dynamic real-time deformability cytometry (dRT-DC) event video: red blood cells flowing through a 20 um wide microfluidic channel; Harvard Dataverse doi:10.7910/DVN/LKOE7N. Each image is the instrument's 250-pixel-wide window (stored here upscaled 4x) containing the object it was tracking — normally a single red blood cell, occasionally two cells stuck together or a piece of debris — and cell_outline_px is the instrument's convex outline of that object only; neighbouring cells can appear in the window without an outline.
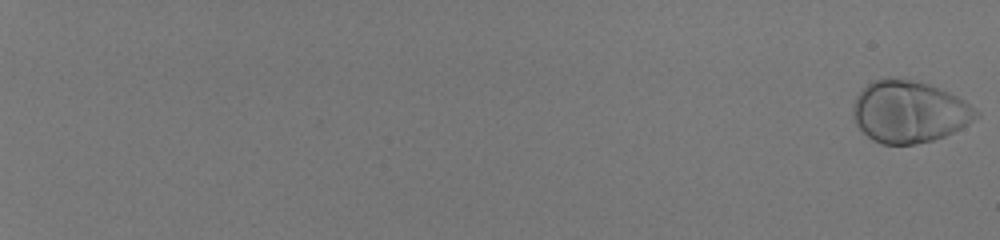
{"species": "human", "species_latin": "Homo sapiens", "temperature_condition": "room temperature", "stored_images_in_passage": 58, "camera_frame_rate_fps": 3000, "um_per_image_px": 0.085, "donor": {"sex": "male"}, "frame": {"image": 1, "passage_image": 1, "time_ms": 0.0, "image_size_px": [1000, 240], "cell_outline_px": [[980, 116], [968, 124], [944, 136], [932, 140], [916, 144], [884, 144], [872, 140], [856, 124], [852, 116], [852, 108], [856, 96], [872, 80], [912, 80], [928, 84], [948, 92], [964, 100], [980, 112]], "centroid_in_image_um": [77.29, 9.52], "position_along_channel_um": 7.7, "area_um2": 43.87}}
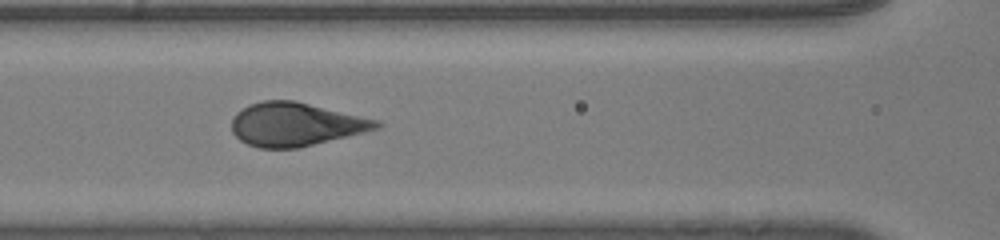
{"frame": {"image": 2, "passage_image": 33, "time_ms": 10.667, "image_size_px": [1000, 240], "cell_outline_px": [[384, 124], [380, 128], [364, 132], [296, 148], [260, 148], [248, 144], [240, 140], [232, 132], [232, 116], [236, 112], [248, 104], [264, 100], [296, 100], [380, 120]], "centroid_in_image_um": [25.13, 10.55], "position_along_channel_um": 141.5, "area_um2": 36.82}}
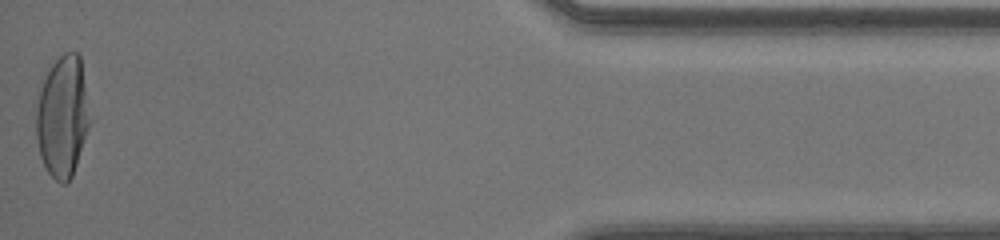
{"frame": {"image": 3, "passage_image": 58, "time_ms": 19.0, "image_size_px": [1000, 240], "cell_outline_px": [[92, 120], [72, 176], [68, 184], [60, 184], [44, 168], [40, 156], [36, 136], [32, 100], [52, 64], [64, 52], [80, 52]], "centroid_in_image_um": [5.29, 9.88], "position_along_channel_um": 429.9, "area_um2": 39.54}}